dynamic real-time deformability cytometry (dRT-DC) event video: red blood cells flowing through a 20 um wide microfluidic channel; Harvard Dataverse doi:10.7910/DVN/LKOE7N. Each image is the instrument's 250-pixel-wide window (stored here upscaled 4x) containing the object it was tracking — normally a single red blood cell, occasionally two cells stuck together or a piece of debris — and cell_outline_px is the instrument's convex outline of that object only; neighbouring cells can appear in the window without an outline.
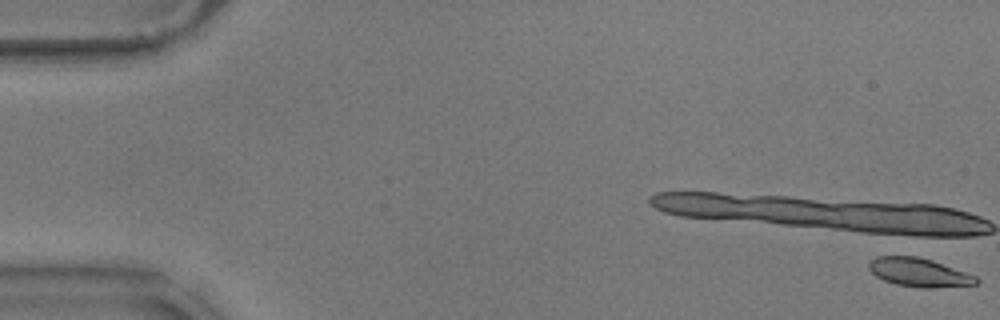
{"species": "common noctule bat (a hibernating species)", "species_latin": "Nyctalus noctula", "temperature_condition": "warm", "stored_images_in_passage": 7, "camera_frame_rate_fps": 3000, "um_per_image_px": 0.085, "animal": {"sex": "male", "body_mass_g": 17.9}, "frame": {"image": 1, "passage_image": 1, "time_ms": 0.0, "image_size_px": [1000, 320], "cell_outline_px": [[980, 280], [976, 284], [932, 288], [920, 288], [896, 284], [884, 280], [876, 276], [868, 268], [868, 264], [876, 256], [916, 256], [932, 260], [976, 276]], "centroid_in_image_um": [78.11, 23.16], "position_along_channel_um": 6.9, "area_um2": 17.8}}